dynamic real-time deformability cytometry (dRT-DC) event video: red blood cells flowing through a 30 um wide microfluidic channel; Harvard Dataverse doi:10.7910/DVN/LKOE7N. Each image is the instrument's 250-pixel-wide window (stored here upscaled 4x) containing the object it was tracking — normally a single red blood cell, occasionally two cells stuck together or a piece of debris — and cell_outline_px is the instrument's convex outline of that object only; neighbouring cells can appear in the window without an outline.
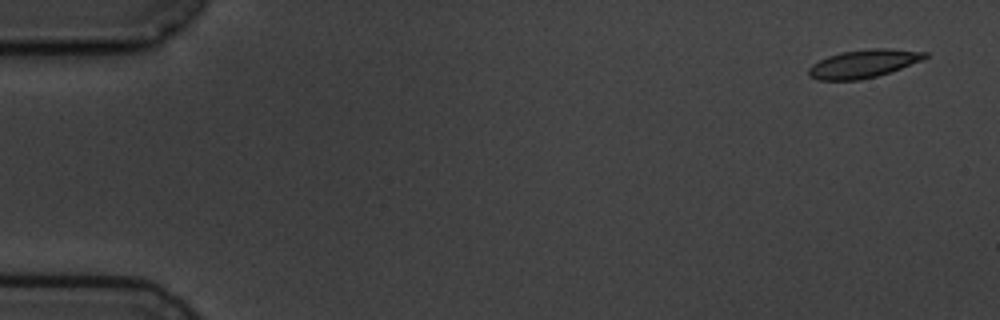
{"species": "common noctule bat (a hibernating species)", "species_latin": "Nyctalus noctula", "temperature_condition": "cold", "stored_images_in_passage": 5, "camera_frame_rate_fps": 3000, "um_per_image_px": 0.085, "animal": {"sex": "male", "body_mass_g": 19.5, "forearm_length_mm": 54.6}, "frame": {"image": 1, "passage_image": 1, "time_ms": 0.0, "image_size_px": [1000, 320], "cell_outline_px": [[928, 56], [920, 60], [900, 68], [876, 76], [860, 80], [816, 80], [808, 76], [808, 68], [812, 64], [828, 56], [840, 52], [868, 48], [888, 48], [928, 52]], "centroid_in_image_um": [73.34, 5.41], "position_along_channel_um": 11.7, "area_um2": 19.02}}